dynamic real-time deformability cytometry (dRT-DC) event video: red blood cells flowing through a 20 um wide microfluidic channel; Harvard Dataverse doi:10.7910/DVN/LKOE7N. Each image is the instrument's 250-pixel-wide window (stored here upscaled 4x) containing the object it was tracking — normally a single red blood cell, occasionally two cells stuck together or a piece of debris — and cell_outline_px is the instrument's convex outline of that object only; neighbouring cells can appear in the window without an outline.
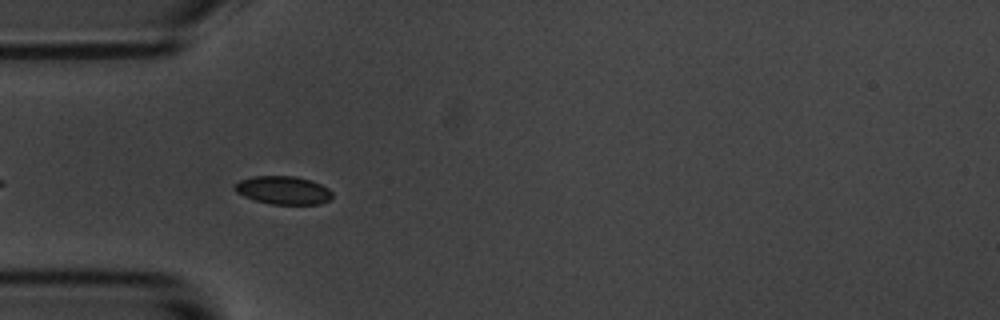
{"species": "common noctule bat (a hibernating species)", "species_latin": "Nyctalus noctula", "temperature_condition": "room temperature", "stored_images_in_passage": 23, "camera_frame_rate_fps": 3000, "um_per_image_px": 0.085, "animal": {"sex": "male", "body_mass_g": 20.1, "forearm_length_mm": 53.5}, "frame": {"image": 1, "passage_image": 4, "time_ms": 1.0, "image_size_px": [1000, 320], "cell_outline_px": [[332, 196], [328, 200], [320, 204], [268, 204], [252, 200], [236, 192], [232, 188], [232, 184], [240, 180], [252, 176], [296, 176], [312, 180], [328, 188], [332, 192]], "centroid_in_image_um": [24.02, 16.16], "position_along_channel_um": 61.0, "area_um2": 16.3}}